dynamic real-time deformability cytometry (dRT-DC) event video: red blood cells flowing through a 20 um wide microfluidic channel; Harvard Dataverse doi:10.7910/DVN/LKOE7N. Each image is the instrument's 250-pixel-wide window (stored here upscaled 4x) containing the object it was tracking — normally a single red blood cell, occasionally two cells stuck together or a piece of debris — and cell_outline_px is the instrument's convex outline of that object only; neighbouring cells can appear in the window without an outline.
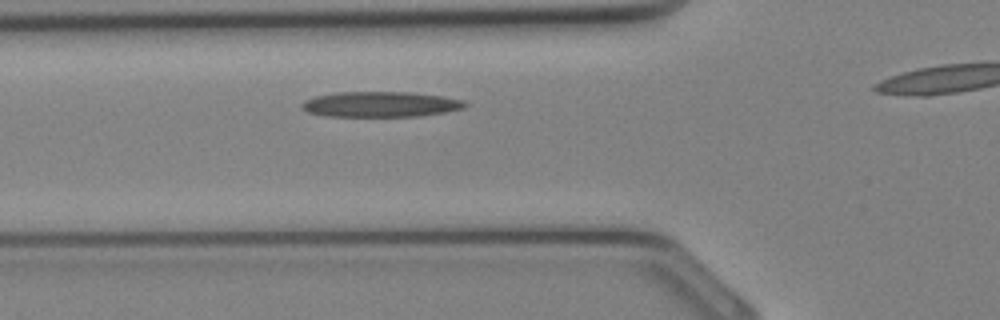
{"species": "Egyptian fruit bat (a non-hibernating species)", "species_latin": "Rousettus aegyptiacus", "temperature_condition": "cold", "stored_images_in_passage": 20, "camera_frame_rate_fps": 3000, "um_per_image_px": 0.085, "animal": {"sex": "female"}, "frame": {"image": 1, "passage_image": 3, "time_ms": 0.667, "image_size_px": [1000, 320], "cell_outline_px": [[468, 104], [464, 108], [444, 112], [416, 116], [324, 116], [308, 112], [300, 108], [300, 104], [304, 100], [316, 96], [336, 92], [408, 92], [444, 96], [464, 100]], "centroid_in_image_um": [32.32, 8.86], "position_along_channel_um": 93.5, "area_um2": 24.22}}
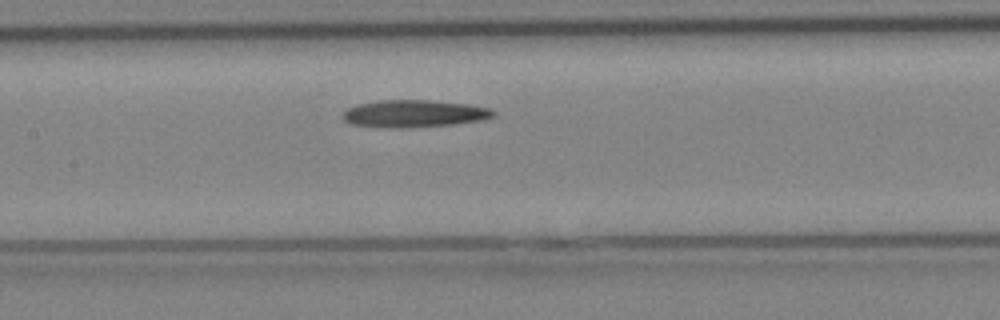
{"frame": {"image": 2, "passage_image": 7, "time_ms": 2.0, "image_size_px": [1000, 320], "cell_outline_px": [[496, 112], [492, 116], [480, 120], [452, 124], [400, 128], [396, 128], [348, 124], [344, 120], [344, 112], [348, 108], [356, 104], [380, 100], [432, 100], [472, 104], [492, 108]], "centroid_in_image_um": [35.21, 9.64], "position_along_channel_um": 172.2, "area_um2": 23.93}}
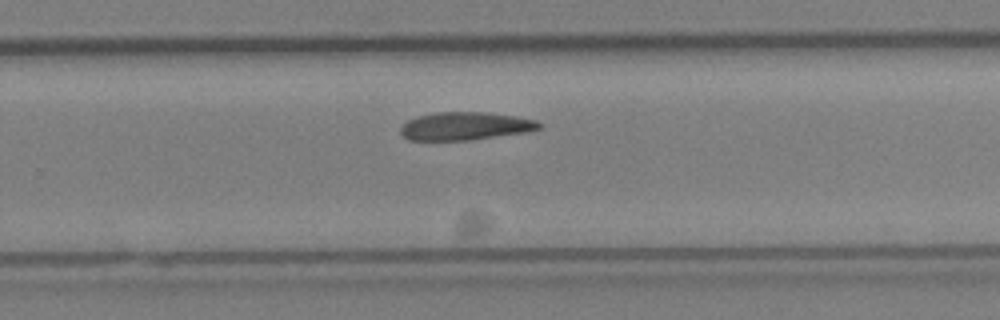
{"frame": {"image": 3, "passage_image": 13, "time_ms": 4.0, "image_size_px": [1000, 320], "cell_outline_px": [[540, 128], [528, 132], [468, 140], [408, 140], [400, 132], [400, 128], [408, 120], [416, 116], [436, 112], [488, 112], [516, 116], [536, 120], [540, 124]], "centroid_in_image_um": [39.54, 10.71], "position_along_channel_um": 290.3, "area_um2": 22.6}}